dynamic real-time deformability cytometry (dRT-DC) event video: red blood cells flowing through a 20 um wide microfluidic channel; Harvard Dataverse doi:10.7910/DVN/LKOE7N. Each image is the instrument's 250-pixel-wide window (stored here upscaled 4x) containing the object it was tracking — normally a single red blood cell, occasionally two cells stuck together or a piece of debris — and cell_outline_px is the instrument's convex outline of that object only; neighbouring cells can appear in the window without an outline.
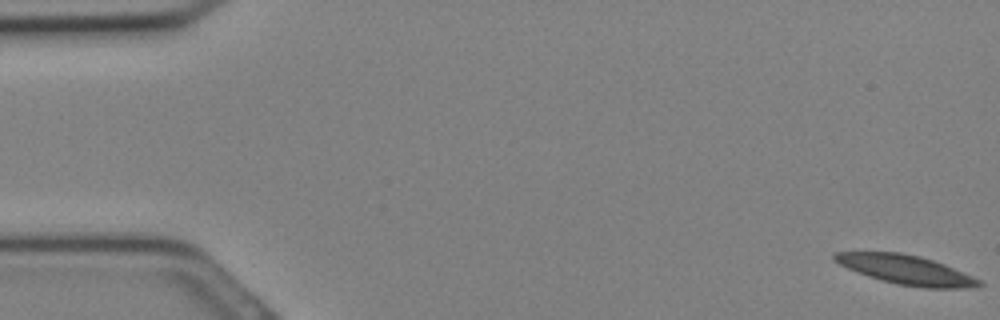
{"species": "Egyptian fruit bat (a non-hibernating species)", "species_latin": "Rousettus aegyptiacus", "temperature_condition": "cold", "stored_images_in_passage": 12, "camera_frame_rate_fps": 3000, "um_per_image_px": 0.085, "animal": {"sex": "female"}, "frame": {"image": 1, "passage_image": 1, "time_ms": 0.0, "image_size_px": [1000, 320], "cell_outline_px": [[984, 284], [964, 288], [924, 288], [896, 284], [880, 280], [856, 272], [832, 260], [832, 256], [836, 252], [900, 252], [920, 256], [944, 264], [964, 272], [980, 280]], "centroid_in_image_um": [76.99, 22.93], "position_along_channel_um": 8.0, "area_um2": 24.57}}
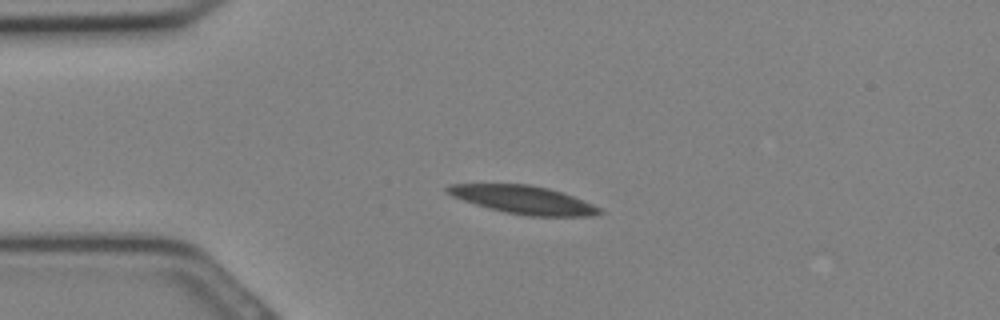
{"frame": {"image": 2, "passage_image": 8, "time_ms": 2.333, "image_size_px": [1000, 320], "cell_outline_px": [[604, 212], [592, 216], [528, 216], [504, 212], [476, 204], [452, 196], [444, 192], [444, 188], [448, 184], [528, 184], [548, 188], [572, 196], [604, 208]], "centroid_in_image_um": [44.5, 16.98], "position_along_channel_um": 40.5, "area_um2": 24.91}}
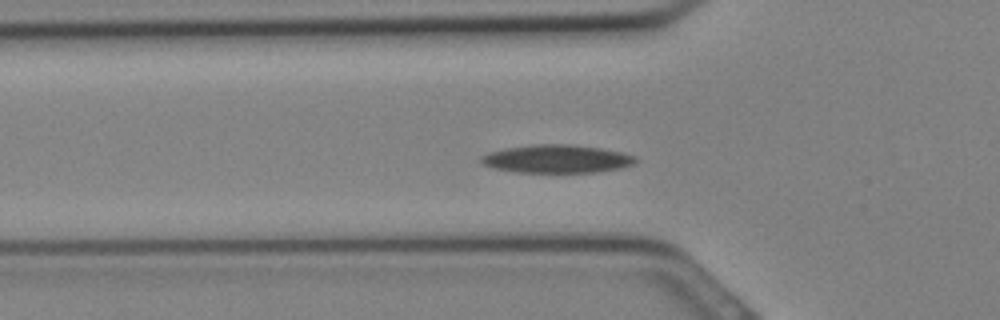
{"frame": {"image": 3, "passage_image": 11, "time_ms": 3.333, "image_size_px": [1000, 320], "cell_outline_px": [[636, 160], [632, 164], [620, 168], [596, 172], [516, 172], [492, 168], [484, 164], [480, 160], [480, 156], [488, 152], [504, 148], [532, 144], [568, 144], [600, 148], [620, 152], [636, 156]], "centroid_in_image_um": [47.27, 13.5], "position_along_channel_um": 78.5, "area_um2": 25.26}}